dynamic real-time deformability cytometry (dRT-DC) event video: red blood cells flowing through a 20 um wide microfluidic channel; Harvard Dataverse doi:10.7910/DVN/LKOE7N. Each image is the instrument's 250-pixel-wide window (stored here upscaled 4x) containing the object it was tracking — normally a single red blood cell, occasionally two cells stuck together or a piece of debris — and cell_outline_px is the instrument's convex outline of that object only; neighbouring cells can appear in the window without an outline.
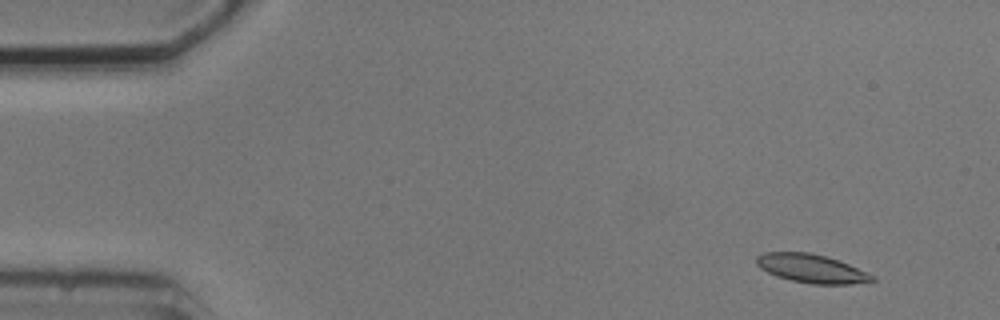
{"species": "common noctule bat (a hibernating species)", "species_latin": "Nyctalus noctula", "temperature_condition": "cold", "stored_images_in_passage": 5, "segment_of_instrument_passage": [2, 2], "camera_frame_rate_fps": 3000, "um_per_image_px": 0.085, "animal": {"sex": "male", "body_mass_g": 20.5, "forearm_length_mm": 52.5}, "frame": {"image": 1, "passage_image": 5, "time_ms": 5.333, "image_size_px": [1000, 320], "cell_outline_px": [[876, 280], [852, 284], [812, 284], [792, 280], [776, 276], [760, 268], [756, 264], [756, 256], [764, 252], [808, 252], [824, 256], [848, 264], [876, 276]], "centroid_in_image_um": [68.96, 22.82], "position_along_channel_um": 16.0, "area_um2": 19.13}}